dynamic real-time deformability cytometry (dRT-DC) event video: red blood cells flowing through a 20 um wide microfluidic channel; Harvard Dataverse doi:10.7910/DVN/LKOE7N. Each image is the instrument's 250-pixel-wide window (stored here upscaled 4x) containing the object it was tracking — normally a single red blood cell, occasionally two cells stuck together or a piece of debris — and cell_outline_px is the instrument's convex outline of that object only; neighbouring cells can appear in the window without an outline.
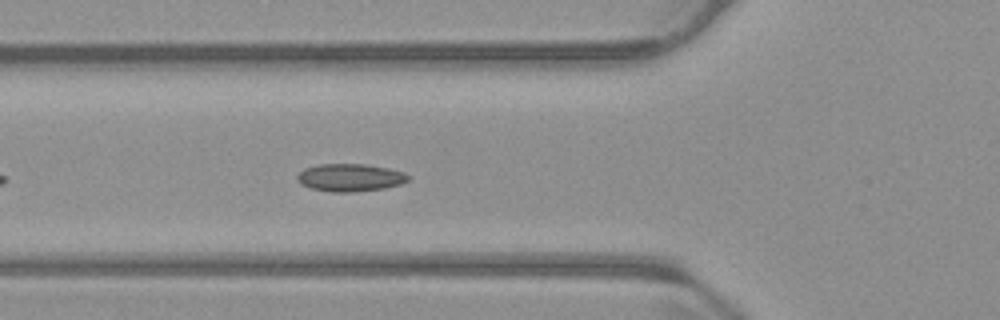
{"species": "common noctule bat (a hibernating species)", "species_latin": "Nyctalus noctula", "temperature_condition": "warm", "stored_images_in_passage": 44, "camera_frame_rate_fps": 3000, "um_per_image_px": 0.085, "animal": {"sex": "male", "body_mass_g": 23.1, "forearm_length_mm": 52.7}, "frame": {"image": 1, "passage_image": 8, "time_ms": 2.333, "image_size_px": [1000, 320], "cell_outline_px": [[412, 176], [408, 180], [400, 184], [384, 188], [352, 192], [332, 192], [312, 188], [300, 184], [296, 180], [296, 176], [304, 168], [320, 164], [364, 164], [388, 168], [404, 172]], "centroid_in_image_um": [29.76, 15.09], "position_along_channel_um": 96.0, "area_um2": 17.92}}
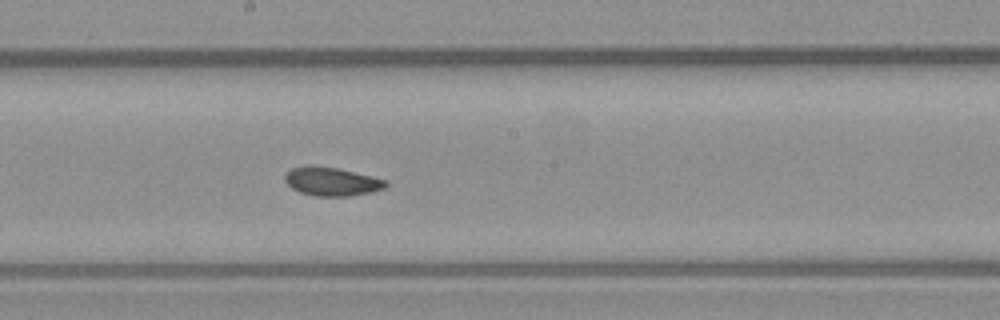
{"frame": {"image": 2, "passage_image": 18, "time_ms": 5.667, "image_size_px": [1000, 320], "cell_outline_px": [[388, 184], [384, 188], [372, 192], [352, 196], [316, 196], [300, 192], [292, 188], [284, 180], [284, 172], [292, 168], [308, 164], [336, 168], [372, 176], [388, 180]], "centroid_in_image_um": [28.18, 15.42], "position_along_channel_um": 220.0, "area_um2": 16.99}}
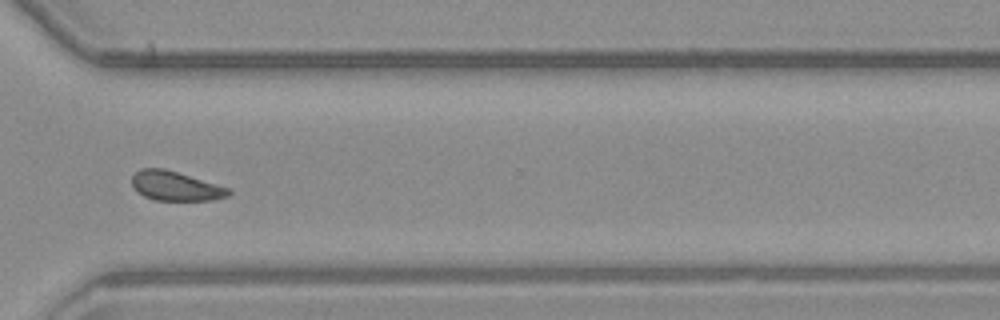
{"frame": {"image": 3, "passage_image": 29, "time_ms": 9.333, "image_size_px": [1000, 320], "cell_outline_px": [[232, 192], [228, 196], [212, 200], [156, 200], [144, 196], [132, 184], [132, 176], [140, 168], [164, 168], [228, 188]], "centroid_in_image_um": [14.91, 15.81], "position_along_channel_um": 355.7, "area_um2": 16.18}, "authors_computed_cell_mechanics": {"area_um2": 17.0221, "velocity_mm_per_s": 3.7073, "shape_relaxation_time_tau1_ms": 10.3928, "shape_relaxation_time_tau2_ms": 3.018, "deformation_change_tau1": 0.1203, "deformation_change_tau2": 0.0692}}